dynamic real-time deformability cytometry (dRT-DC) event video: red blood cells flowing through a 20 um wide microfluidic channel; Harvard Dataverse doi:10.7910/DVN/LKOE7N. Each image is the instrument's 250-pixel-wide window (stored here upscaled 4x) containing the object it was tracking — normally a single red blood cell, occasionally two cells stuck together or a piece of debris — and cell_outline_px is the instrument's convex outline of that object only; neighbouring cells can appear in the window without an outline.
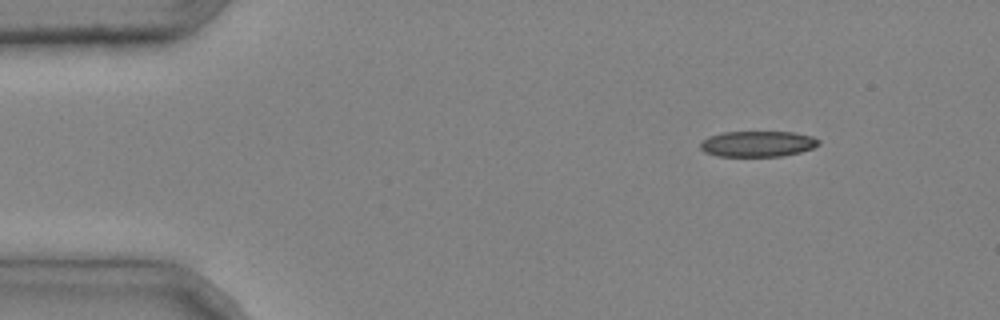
{"species": "common noctule bat (a hibernating species)", "species_latin": "Nyctalus noctula", "temperature_condition": "cold", "stored_images_in_passage": 2, "camera_frame_rate_fps": 3000, "um_per_image_px": 0.085, "animal": {"sex": "male", "body_mass_g": 20.4}, "frame": {"image": 1, "passage_image": 1, "time_ms": 0.0, "image_size_px": [1000, 320], "cell_outline_px": [[820, 144], [812, 148], [800, 152], [780, 156], [716, 156], [704, 152], [700, 148], [700, 140], [708, 136], [724, 132], [792, 132], [812, 136], [820, 140]], "centroid_in_image_um": [64.36, 12.22], "position_along_channel_um": 20.6, "area_um2": 17.86}}